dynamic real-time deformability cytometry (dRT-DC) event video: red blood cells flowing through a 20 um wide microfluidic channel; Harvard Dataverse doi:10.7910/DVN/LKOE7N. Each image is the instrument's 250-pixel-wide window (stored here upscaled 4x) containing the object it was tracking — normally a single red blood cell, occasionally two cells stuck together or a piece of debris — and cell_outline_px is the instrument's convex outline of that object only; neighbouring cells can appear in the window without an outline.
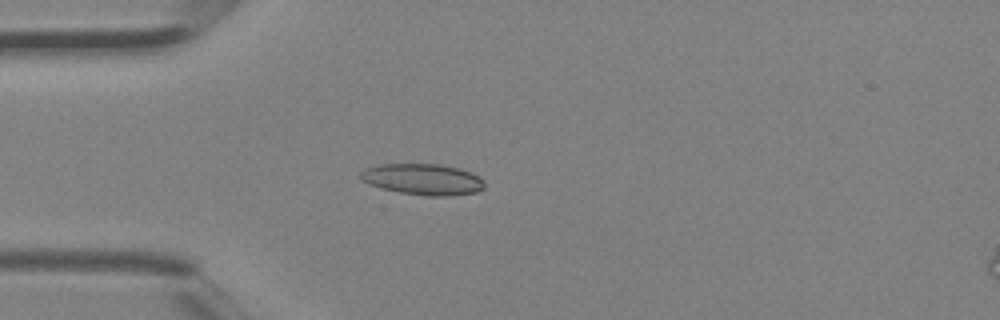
{"species": "Egyptian fruit bat (a non-hibernating species)", "species_latin": "Rousettus aegyptiacus", "temperature_condition": "room temperature", "stored_images_in_passage": 2, "camera_frame_rate_fps": 3000, "um_per_image_px": 0.085, "animal": {"sex": "female"}, "frame": {"image": 1, "passage_image": 2, "time_ms": 0.333, "image_size_px": [1000, 320], "cell_outline_px": [[484, 188], [476, 192], [448, 196], [428, 196], [400, 192], [368, 184], [360, 180], [360, 172], [364, 168], [380, 164], [440, 164], [460, 168], [480, 176], [484, 180]], "centroid_in_image_um": [35.95, 15.23], "position_along_channel_um": 49.1, "area_um2": 22.6}}